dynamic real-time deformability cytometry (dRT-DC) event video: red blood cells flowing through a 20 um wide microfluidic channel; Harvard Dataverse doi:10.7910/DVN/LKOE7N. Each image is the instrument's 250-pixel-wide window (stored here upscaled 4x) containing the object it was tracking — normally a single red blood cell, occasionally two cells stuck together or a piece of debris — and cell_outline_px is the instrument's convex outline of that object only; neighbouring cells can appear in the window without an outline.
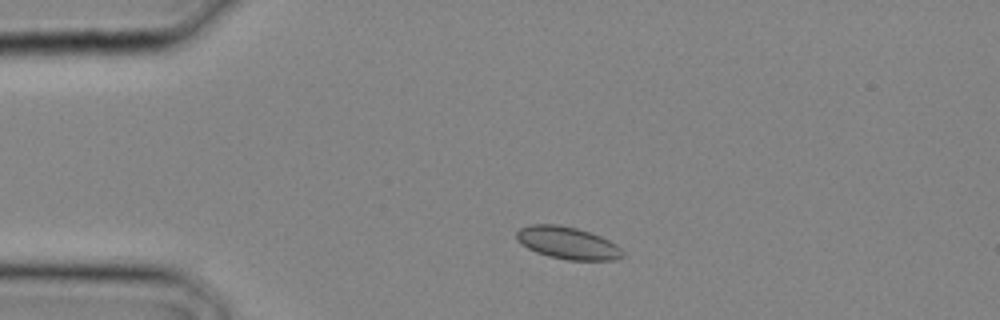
{"species": "common noctule bat (a hibernating species)", "species_latin": "Nyctalus noctula", "temperature_condition": "cold", "stored_images_in_passage": 4, "camera_frame_rate_fps": 3000, "um_per_image_px": 0.085, "animal": {"sex": "male", "body_mass_g": 20.4}, "frame": {"image": 1, "passage_image": 1, "time_ms": 0.0, "image_size_px": [1000, 320], "cell_outline_px": [[624, 256], [616, 260], [568, 260], [548, 256], [536, 252], [528, 248], [516, 240], [516, 232], [520, 228], [532, 224], [560, 224], [576, 228], [600, 236], [616, 244], [624, 252]], "centroid_in_image_um": [48.24, 20.65], "position_along_channel_um": 36.8, "area_um2": 20.0}}